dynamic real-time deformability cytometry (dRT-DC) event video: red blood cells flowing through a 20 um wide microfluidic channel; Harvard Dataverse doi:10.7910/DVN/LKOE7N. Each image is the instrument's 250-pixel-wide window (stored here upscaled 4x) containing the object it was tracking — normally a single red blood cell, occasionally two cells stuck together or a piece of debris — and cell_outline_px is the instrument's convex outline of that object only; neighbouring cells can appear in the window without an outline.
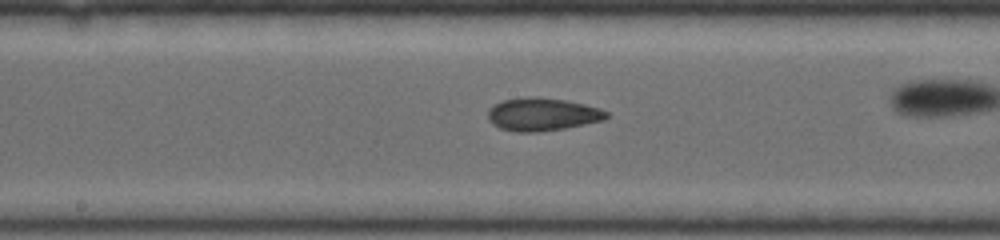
{"species": "common noctule bat (a hibernating species)", "species_latin": "Nyctalus noctula", "temperature_condition": "warm", "stored_images_in_passage": 20, "camera_frame_rate_fps": 5000, "um_per_image_px": 0.085, "animal": {"sex": "female", "body_mass_g": 19.0, "forearm_length_mm": 53.3}, "frame": {"image": 1, "passage_image": 9, "time_ms": 1.6, "image_size_px": [1000, 240], "cell_outline_px": [[608, 116], [604, 120], [564, 128], [536, 132], [516, 132], [500, 128], [492, 124], [488, 120], [488, 112], [496, 104], [504, 100], [528, 96], [536, 96], [564, 100], [584, 104], [600, 108], [608, 112]], "centroid_in_image_um": [46.1, 9.72], "position_along_channel_um": 202.1, "area_um2": 22.6}}
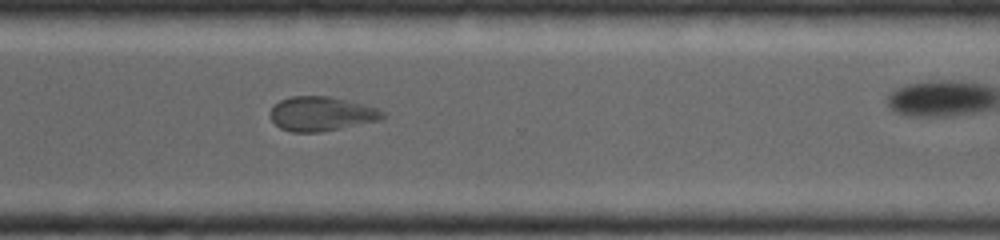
{"frame": {"image": 2, "passage_image": 17, "time_ms": 3.2, "image_size_px": [1000, 240], "cell_outline_px": [[388, 116], [380, 120], [320, 132], [292, 132], [280, 128], [272, 120], [272, 108], [280, 100], [292, 96], [328, 96], [348, 100], [364, 104], [376, 108], [384, 112]], "centroid_in_image_um": [27.36, 9.67], "position_along_channel_um": 343.2, "area_um2": 22.31}}